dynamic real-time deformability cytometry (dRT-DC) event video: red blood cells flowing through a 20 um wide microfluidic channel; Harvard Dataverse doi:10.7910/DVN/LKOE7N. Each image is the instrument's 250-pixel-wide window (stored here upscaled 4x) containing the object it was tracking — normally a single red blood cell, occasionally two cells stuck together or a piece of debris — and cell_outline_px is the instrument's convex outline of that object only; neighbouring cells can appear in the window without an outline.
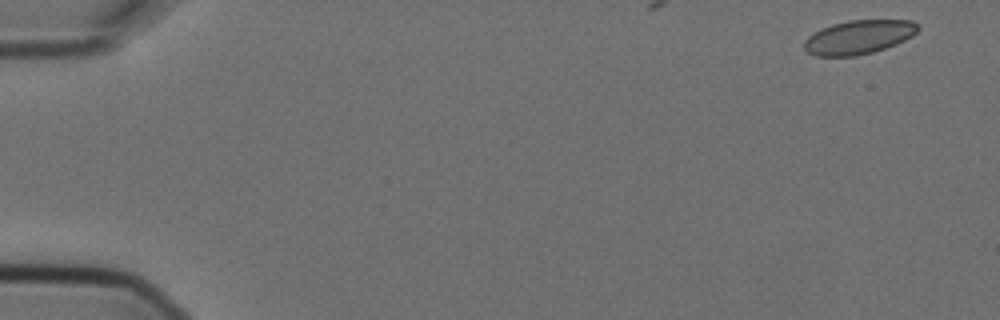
{"species": "Egyptian fruit bat (a non-hibernating species)", "species_latin": "Rousettus aegyptiacus", "temperature_condition": "cold", "stored_images_in_passage": 3, "camera_frame_rate_fps": 3000, "um_per_image_px": 0.085, "animal": {"sex": "female"}, "frame": {"image": 1, "passage_image": 1, "time_ms": 0.0, "image_size_px": [1000, 320], "cell_outline_px": [[920, 28], [912, 36], [896, 44], [872, 52], [856, 56], [816, 56], [808, 52], [804, 48], [804, 40], [808, 36], [832, 24], [848, 20], [912, 20], [920, 24]], "centroid_in_image_um": [73.01, 3.15], "position_along_channel_um": 12.0, "area_um2": 22.43}}